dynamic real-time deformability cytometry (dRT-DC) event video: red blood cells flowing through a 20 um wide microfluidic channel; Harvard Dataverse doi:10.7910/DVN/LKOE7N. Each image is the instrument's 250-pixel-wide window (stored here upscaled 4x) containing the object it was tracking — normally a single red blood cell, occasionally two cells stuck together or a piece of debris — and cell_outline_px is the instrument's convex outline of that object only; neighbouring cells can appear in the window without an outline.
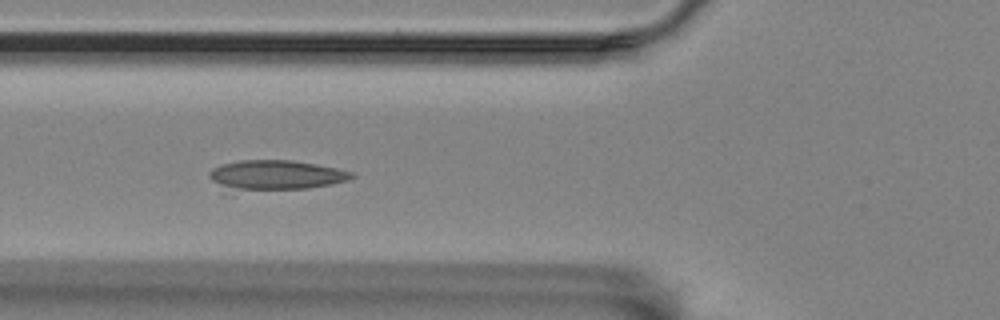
{"species": "Egyptian fruit bat (a non-hibernating species)", "species_latin": "Rousettus aegyptiacus", "temperature_condition": "room temperature", "stored_images_in_passage": 4, "camera_frame_rate_fps": 3000, "um_per_image_px": 0.085, "animal": {"sex": "female"}, "frame": {"image": 1, "passage_image": 3, "time_ms": 2.333, "image_size_px": [1000, 320], "cell_outline_px": [[356, 176], [348, 180], [332, 184], [308, 188], [220, 196], [208, 176], [208, 172], [212, 168], [220, 164], [240, 160], [292, 160], [316, 164], [336, 168], [352, 172]], "centroid_in_image_um": [23.17, 14.98], "position_along_channel_um": 102.6, "area_um2": 26.99}}
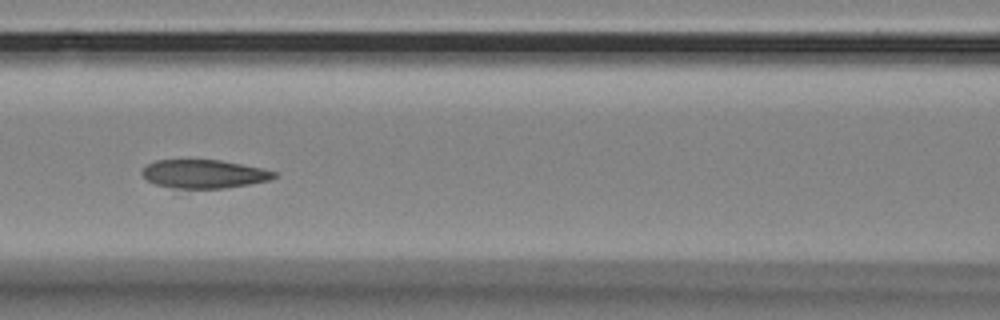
{"frame": {"image": 2, "passage_image": 4, "time_ms": 3.667, "image_size_px": [1000, 320], "cell_outline_px": [[276, 176], [268, 180], [248, 184], [224, 188], [172, 188], [156, 184], [148, 180], [140, 172], [148, 164], [156, 160], [220, 160], [264, 168], [276, 172]], "centroid_in_image_um": [17.34, 14.78], "position_along_channel_um": 149.3, "area_um2": 21.73}}